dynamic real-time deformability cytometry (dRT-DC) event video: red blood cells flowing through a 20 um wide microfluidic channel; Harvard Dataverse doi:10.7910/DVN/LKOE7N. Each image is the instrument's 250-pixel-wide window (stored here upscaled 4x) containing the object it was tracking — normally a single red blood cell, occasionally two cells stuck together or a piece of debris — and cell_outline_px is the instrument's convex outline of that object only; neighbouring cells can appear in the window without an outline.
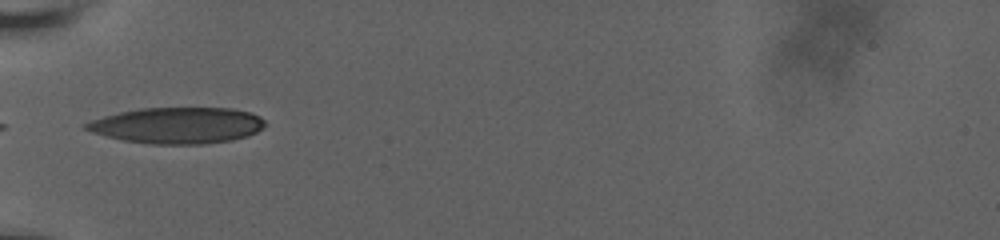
{"species": "human", "species_latin": "Homo sapiens", "temperature_condition": "room temperature", "stored_images_in_passage": 21, "camera_frame_rate_fps": 3000, "um_per_image_px": 0.085, "donor": {"sex": "male"}, "frame": {"image": 1, "passage_image": 1, "time_ms": 0.0, "image_size_px": [1000, 240], "cell_outline_px": [[264, 124], [256, 132], [248, 136], [232, 140], [200, 144], [152, 144], [124, 140], [92, 132], [84, 128], [84, 124], [92, 120], [104, 116], [120, 112], [140, 108], [232, 108], [252, 112], [260, 116], [264, 120]], "centroid_in_image_um": [15.1, 10.65], "position_along_channel_um": 69.9, "area_um2": 37.51}}
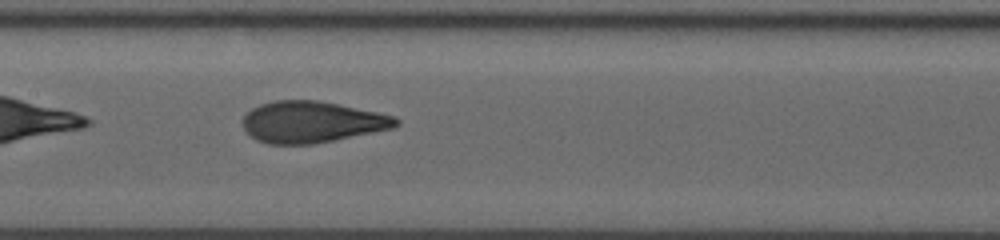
{"frame": {"image": 2, "passage_image": 16, "time_ms": 3.0, "image_size_px": [1000, 240], "cell_outline_px": [[400, 124], [392, 128], [312, 144], [268, 144], [256, 140], [244, 128], [244, 116], [252, 108], [260, 104], [272, 100], [316, 100], [396, 116], [400, 120]], "centroid_in_image_um": [26.49, 10.36], "position_along_channel_um": 180.9, "area_um2": 36.53}}
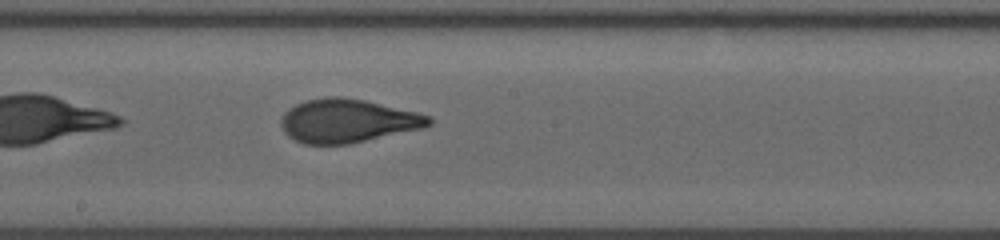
{"frame": {"image": 3, "passage_image": 20, "time_ms": 4.0, "image_size_px": [1000, 240], "cell_outline_px": [[432, 124], [424, 128], [348, 144], [304, 144], [288, 136], [284, 132], [280, 124], [280, 120], [284, 112], [296, 104], [308, 100], [328, 96], [340, 96], [364, 100], [416, 112], [432, 116]], "centroid_in_image_um": [29.54, 10.27], "position_along_channel_um": 218.7, "area_um2": 37.45}}